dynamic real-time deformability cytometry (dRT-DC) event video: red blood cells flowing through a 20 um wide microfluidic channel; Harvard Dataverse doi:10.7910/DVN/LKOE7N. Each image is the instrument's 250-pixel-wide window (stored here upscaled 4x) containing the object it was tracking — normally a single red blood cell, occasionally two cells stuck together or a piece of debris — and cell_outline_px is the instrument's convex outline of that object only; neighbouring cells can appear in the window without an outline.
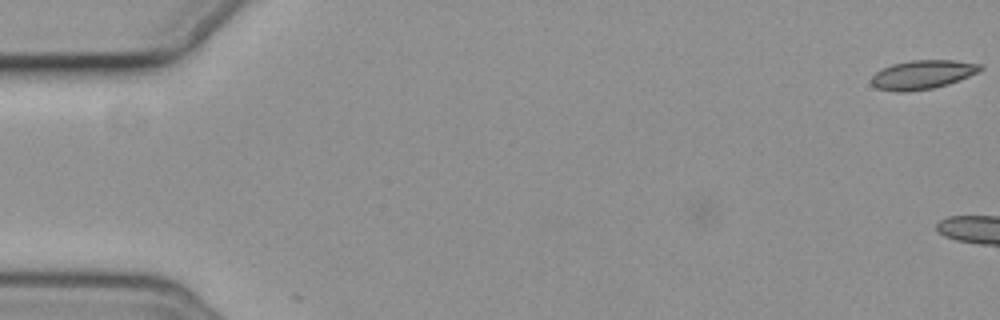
{"species": "common noctule bat (a hibernating species)", "species_latin": "Nyctalus noctula", "temperature_condition": "cold", "stored_images_in_passage": 5, "camera_frame_rate_fps": 3000, "um_per_image_px": 0.085, "animal": {"sex": "female", "body_mass_g": 19.3, "forearm_length_mm": 54.1}, "frame": {"image": 1, "passage_image": 1, "time_ms": 0.0, "image_size_px": [1000, 320], "cell_outline_px": [[984, 68], [968, 76], [948, 84], [932, 88], [908, 92], [896, 92], [876, 88], [872, 84], [872, 76], [876, 72], [892, 64], [912, 60], [952, 60], [980, 64]], "centroid_in_image_um": [78.39, 6.35], "position_along_channel_um": 6.6, "area_um2": 18.15}}